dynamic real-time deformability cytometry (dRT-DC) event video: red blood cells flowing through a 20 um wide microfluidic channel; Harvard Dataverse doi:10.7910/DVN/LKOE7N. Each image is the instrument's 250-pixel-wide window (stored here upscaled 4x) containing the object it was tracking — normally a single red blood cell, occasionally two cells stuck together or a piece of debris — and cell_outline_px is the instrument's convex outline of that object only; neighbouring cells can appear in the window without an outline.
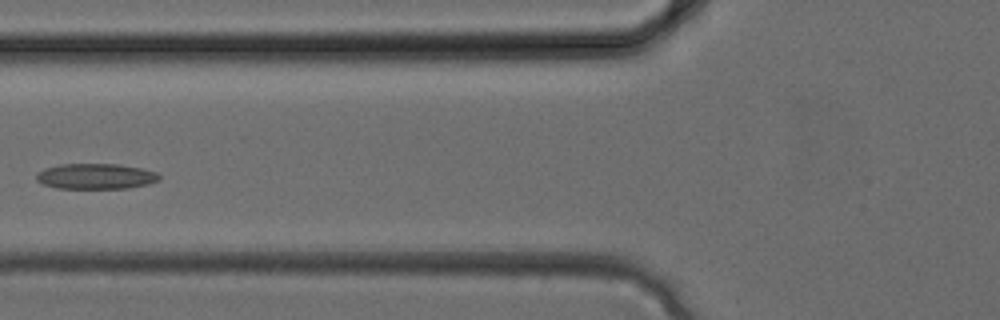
{"species": "common noctule bat (a hibernating species)", "species_latin": "Nyctalus noctula", "temperature_condition": "cold", "stored_images_in_passage": 32, "camera_frame_rate_fps": 3000, "um_per_image_px": 0.085, "animal": {"sex": "female", "body_mass_g": 24.6, "forearm_length_mm": 56.2}, "frame": {"image": 1, "passage_image": 13, "time_ms": 4.0, "image_size_px": [1000, 320], "cell_outline_px": [[160, 180], [148, 184], [128, 188], [56, 188], [44, 184], [36, 180], [36, 172], [44, 168], [60, 164], [116, 164], [140, 168], [156, 172], [160, 176]], "centroid_in_image_um": [8.12, 14.98], "position_along_channel_um": 117.7, "area_um2": 18.26}}
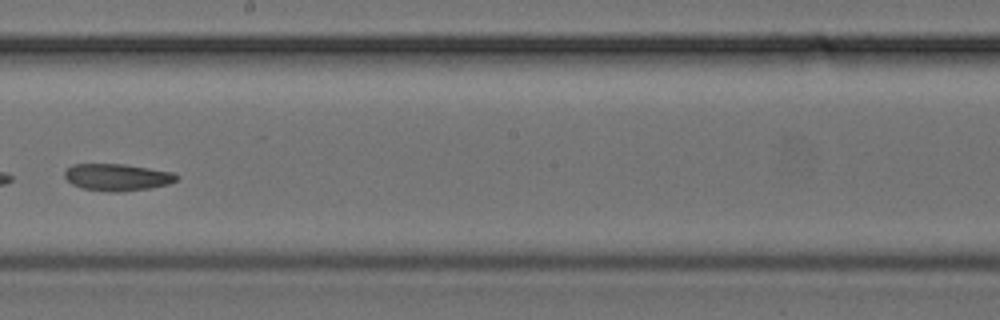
{"frame": {"image": 2, "passage_image": 19, "time_ms": 6.0, "image_size_px": [1000, 320], "cell_outline_px": [[180, 176], [176, 180], [168, 184], [148, 188], [120, 192], [116, 192], [84, 188], [72, 184], [64, 176], [64, 172], [72, 164], [124, 164], [172, 172]], "centroid_in_image_um": [9.96, 15.05], "position_along_channel_um": 238.2, "area_um2": 17.34}}
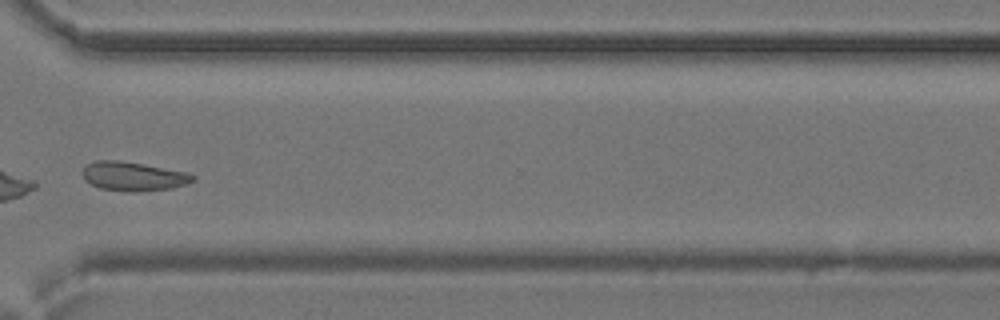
{"frame": {"image": 3, "passage_image": 25, "time_ms": 8.0, "image_size_px": [1000, 320], "cell_outline_px": [[196, 180], [188, 184], [172, 188], [136, 192], [132, 192], [100, 188], [84, 180], [80, 172], [84, 164], [96, 160], [120, 160], [144, 164], [188, 172], [196, 176]], "centroid_in_image_um": [11.32, 14.97], "position_along_channel_um": 359.3, "area_um2": 19.07}}